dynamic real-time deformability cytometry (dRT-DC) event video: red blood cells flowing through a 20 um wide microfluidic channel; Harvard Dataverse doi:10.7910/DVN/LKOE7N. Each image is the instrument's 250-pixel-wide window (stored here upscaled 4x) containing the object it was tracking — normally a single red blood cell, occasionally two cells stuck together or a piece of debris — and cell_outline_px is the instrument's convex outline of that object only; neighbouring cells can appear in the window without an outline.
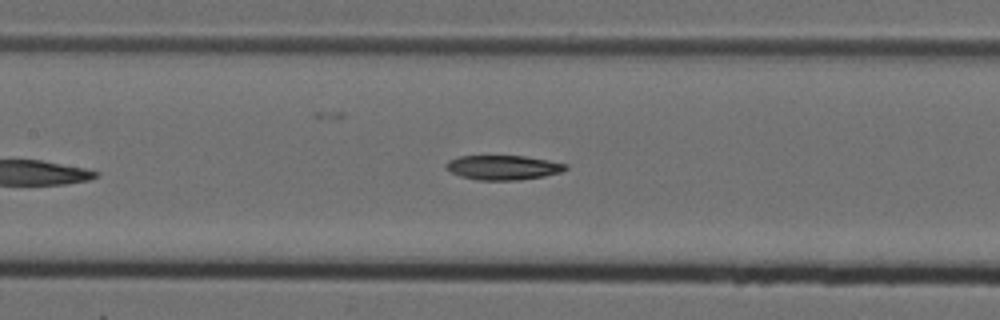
{"species": "Egyptian fruit bat (a non-hibernating species)", "species_latin": "Rousettus aegyptiacus", "temperature_condition": "cold", "stored_images_in_passage": 9, "camera_frame_rate_fps": 3000, "um_per_image_px": 0.085, "animal": {"sex": "female"}, "frame": {"image": 1, "passage_image": 8, "time_ms": 2.333, "image_size_px": [1000, 320], "cell_outline_px": [[568, 168], [560, 172], [544, 176], [516, 180], [476, 180], [460, 176], [444, 168], [444, 164], [448, 160], [460, 156], [524, 156], [548, 160], [568, 164]], "centroid_in_image_um": [42.74, 14.23], "position_along_channel_um": 164.7, "area_um2": 17.11}}